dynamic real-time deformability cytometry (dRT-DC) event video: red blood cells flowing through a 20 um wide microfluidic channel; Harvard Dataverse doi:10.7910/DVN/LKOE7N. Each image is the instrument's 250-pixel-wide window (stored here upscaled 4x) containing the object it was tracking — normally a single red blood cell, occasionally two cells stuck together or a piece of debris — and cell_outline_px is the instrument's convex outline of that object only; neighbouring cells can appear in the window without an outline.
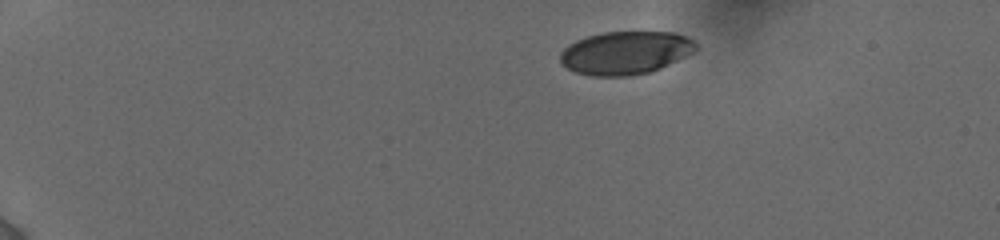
{"species": "human", "species_latin": "Homo sapiens", "temperature_condition": "cold", "stored_images_in_passage": 7, "camera_frame_rate_fps": 3000, "um_per_image_px": 0.085, "donor": {"sex": "female"}, "frame": {"image": 1, "passage_image": 1, "time_ms": 0.0, "image_size_px": [1000, 240], "cell_outline_px": [[696, 48], [692, 52], [660, 68], [648, 72], [628, 76], [592, 76], [576, 72], [560, 64], [560, 52], [568, 44], [576, 40], [588, 36], [604, 32], [676, 32], [692, 40], [696, 44]], "centroid_in_image_um": [53.11, 4.48], "position_along_channel_um": 31.9, "area_um2": 33.81}}
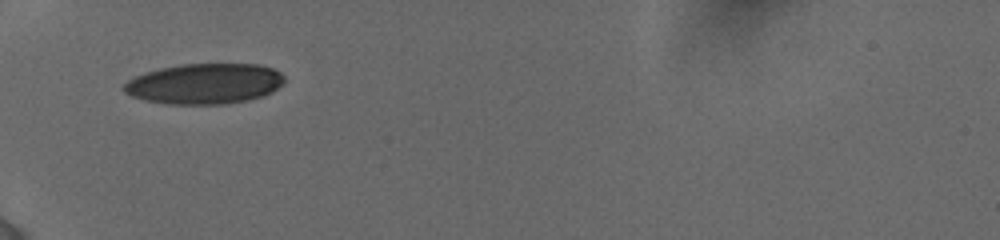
{"frame": {"image": 2, "passage_image": 6, "time_ms": 3.333, "image_size_px": [1000, 240], "cell_outline_px": [[284, 80], [272, 92], [260, 96], [244, 100], [224, 104], [168, 104], [144, 100], [132, 96], [124, 92], [120, 88], [128, 80], [144, 72], [160, 68], [180, 64], [256, 64], [272, 68], [280, 72], [284, 76]], "centroid_in_image_um": [17.33, 7.11], "position_along_channel_um": 67.7, "area_um2": 37.74}}